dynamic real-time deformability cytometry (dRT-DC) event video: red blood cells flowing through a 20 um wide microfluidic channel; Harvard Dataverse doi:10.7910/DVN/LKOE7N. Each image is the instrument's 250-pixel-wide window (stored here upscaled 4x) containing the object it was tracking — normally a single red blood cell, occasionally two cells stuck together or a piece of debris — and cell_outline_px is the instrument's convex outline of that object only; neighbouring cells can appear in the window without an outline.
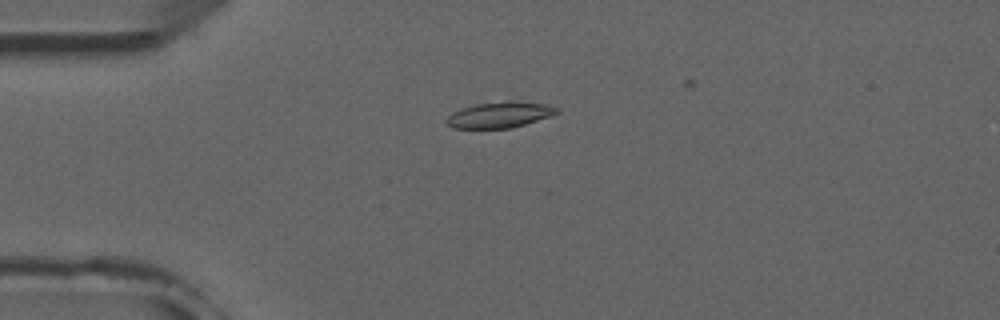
{"species": "common noctule bat (a hibernating species)", "species_latin": "Nyctalus noctula", "temperature_condition": "room temperature", "stored_images_in_passage": 5, "camera_frame_rate_fps": 3000, "um_per_image_px": 0.085, "animal": {"sex": "male", "forearm_length_mm": 52.5}, "frame": {"image": 1, "passage_image": 3, "time_ms": 2.0, "image_size_px": [1000, 320], "cell_outline_px": [[560, 112], [524, 124], [508, 128], [452, 128], [448, 124], [448, 116], [452, 112], [460, 108], [476, 104], [508, 100], [516, 100], [548, 104], [560, 108]], "centroid_in_image_um": [42.5, 9.73], "position_along_channel_um": 42.5, "area_um2": 16.65}}
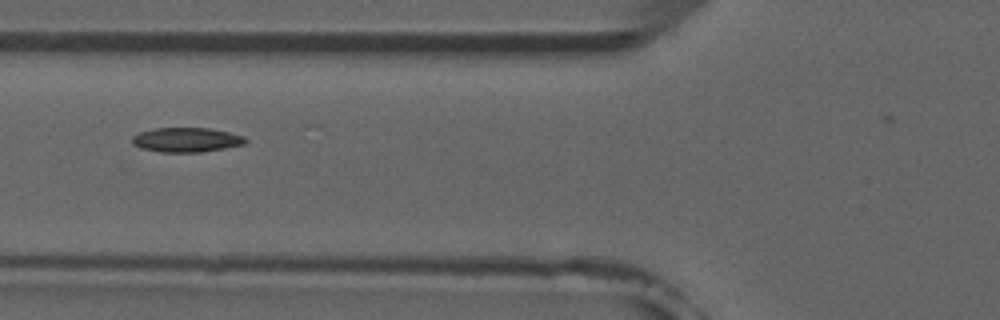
{"frame": {"image": 2, "passage_image": 5, "time_ms": 4.333, "image_size_px": [1000, 320], "cell_outline_px": [[248, 140], [244, 144], [200, 152], [160, 152], [140, 148], [132, 144], [132, 136], [140, 132], [156, 128], [208, 128], [228, 132], [244, 136]], "centroid_in_image_um": [15.81, 11.88], "position_along_channel_um": 110.0, "area_um2": 16.07}}